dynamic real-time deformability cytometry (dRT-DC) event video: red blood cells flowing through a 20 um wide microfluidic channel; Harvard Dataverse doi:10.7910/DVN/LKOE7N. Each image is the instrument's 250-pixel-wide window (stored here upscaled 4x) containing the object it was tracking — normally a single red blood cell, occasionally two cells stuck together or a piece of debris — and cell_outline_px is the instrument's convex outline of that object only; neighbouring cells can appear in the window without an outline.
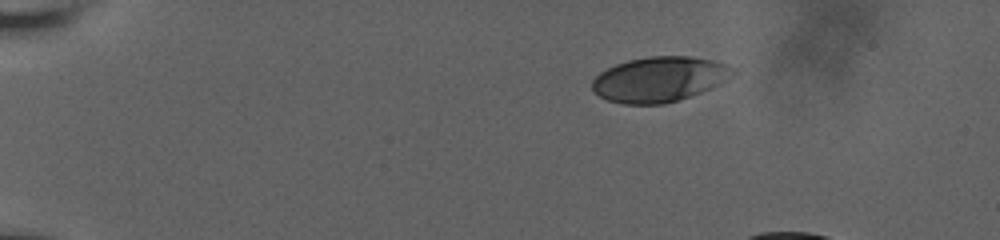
{"species": "human", "species_latin": "Homo sapiens", "temperature_condition": "room temperature", "stored_images_in_passage": 8, "camera_frame_rate_fps": 3000, "um_per_image_px": 0.085, "donor": {"sex": "male"}, "frame": {"image": 1, "passage_image": 1, "time_ms": 0.0, "image_size_px": [1000, 240], "cell_outline_px": [[736, 72], [728, 80], [700, 92], [664, 104], [624, 104], [608, 100], [600, 96], [592, 88], [592, 80], [600, 72], [616, 64], [628, 60], [648, 56], [692, 56], [712, 60], [724, 64], [732, 68]], "centroid_in_image_um": [56.04, 6.73], "position_along_channel_um": 29.0, "area_um2": 36.7}}
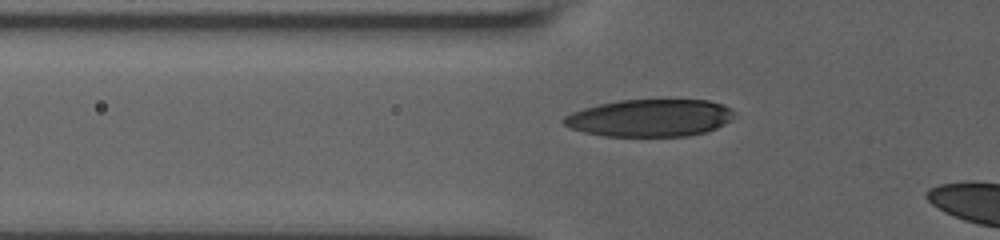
{"frame": {"image": 2, "passage_image": 6, "time_ms": 1.667, "image_size_px": [1000, 240], "cell_outline_px": [[736, 116], [724, 124], [716, 128], [704, 132], [688, 136], [604, 136], [584, 132], [572, 128], [564, 124], [560, 120], [564, 116], [572, 112], [584, 108], [600, 104], [620, 100], [708, 100], [732, 108], [736, 112]], "centroid_in_image_um": [55.26, 10.02], "position_along_channel_um": 70.5, "area_um2": 37.11}}